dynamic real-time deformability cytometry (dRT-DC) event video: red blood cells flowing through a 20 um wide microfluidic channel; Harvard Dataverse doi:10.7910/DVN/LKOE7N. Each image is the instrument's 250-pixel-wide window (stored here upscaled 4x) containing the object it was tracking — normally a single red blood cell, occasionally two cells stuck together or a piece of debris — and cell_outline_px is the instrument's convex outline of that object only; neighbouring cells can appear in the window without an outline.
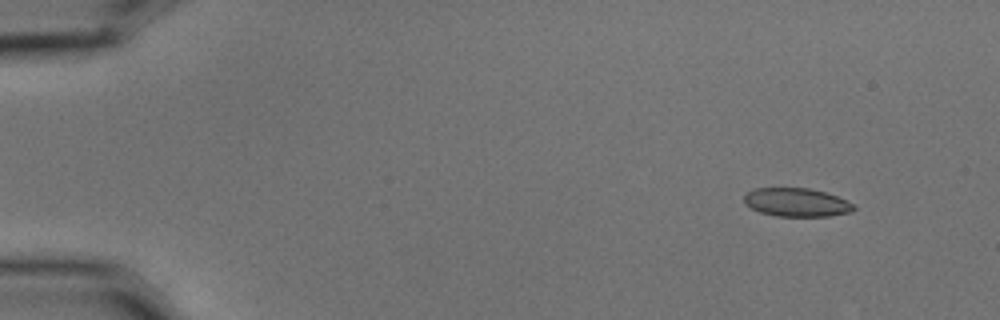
{"species": "common noctule bat (a hibernating species)", "species_latin": "Nyctalus noctula", "temperature_condition": "cold", "stored_images_in_passage": 5, "camera_frame_rate_fps": 3000, "um_per_image_px": 0.085, "animal": {"sex": "male", "body_mass_g": 15.6}, "frame": {"image": 1, "passage_image": 1, "time_ms": 0.0, "image_size_px": [1000, 320], "cell_outline_px": [[856, 208], [852, 212], [828, 216], [776, 216], [760, 212], [744, 204], [744, 196], [752, 188], [808, 188], [824, 192], [836, 196], [856, 204]], "centroid_in_image_um": [67.72, 17.2], "position_along_channel_um": 17.3, "area_um2": 18.26}}
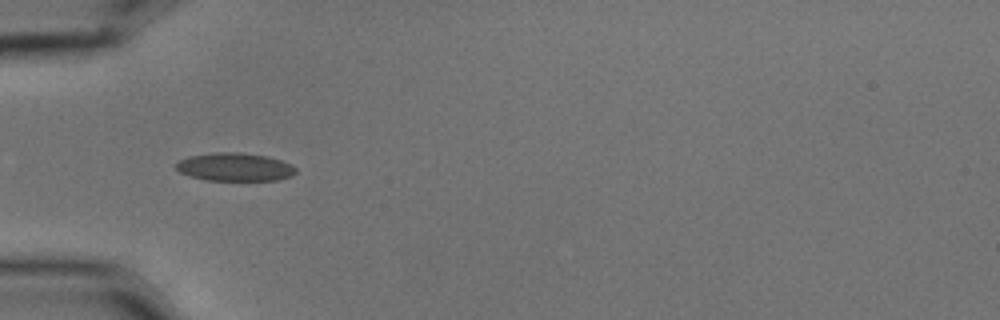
{"frame": {"image": 2, "passage_image": 4, "time_ms": 1.0, "image_size_px": [1000, 320], "cell_outline_px": [[296, 172], [292, 176], [280, 180], [208, 180], [192, 176], [180, 172], [176, 168], [176, 164], [180, 160], [188, 156], [216, 152], [240, 152], [268, 156], [292, 164], [296, 168]], "centroid_in_image_um": [20.0, 14.19], "position_along_channel_um": 65.0, "area_um2": 19.65}}
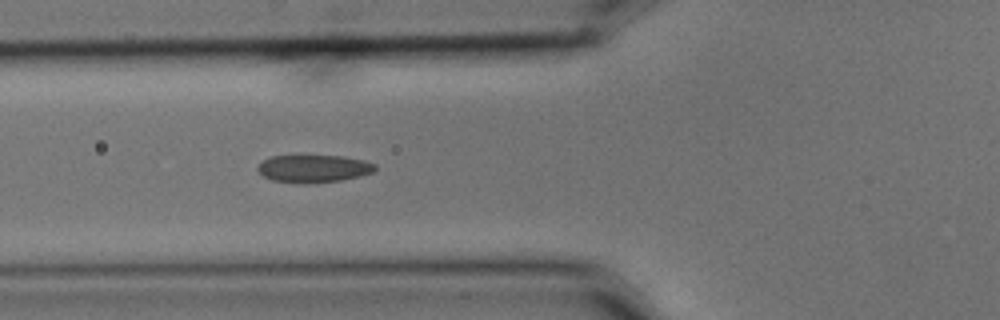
{"frame": {"image": 3, "passage_image": 5, "time_ms": 1.333, "image_size_px": [1000, 320], "cell_outline_px": [[376, 168], [372, 172], [360, 176], [340, 180], [304, 184], [272, 180], [264, 176], [256, 168], [264, 160], [272, 156], [344, 156], [364, 160], [376, 164]], "centroid_in_image_um": [26.67, 14.33], "position_along_channel_um": 99.1, "area_um2": 18.73}}